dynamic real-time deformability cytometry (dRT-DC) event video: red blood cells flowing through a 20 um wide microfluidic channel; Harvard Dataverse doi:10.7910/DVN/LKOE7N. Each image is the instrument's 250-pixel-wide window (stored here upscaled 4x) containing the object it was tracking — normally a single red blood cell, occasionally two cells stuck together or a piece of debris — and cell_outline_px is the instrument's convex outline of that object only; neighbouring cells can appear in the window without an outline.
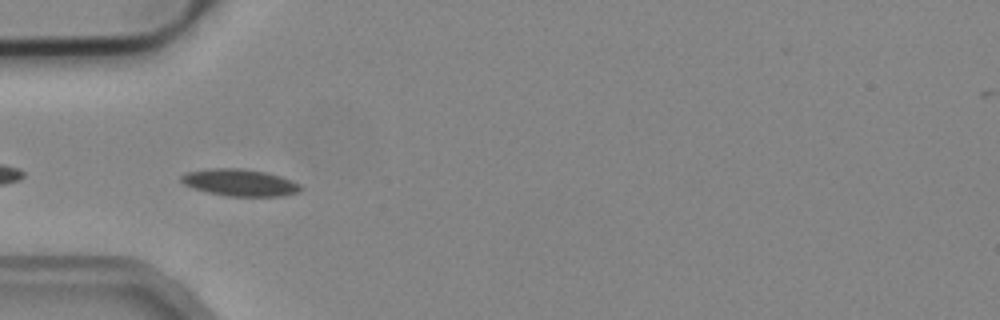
{"species": "common noctule bat (a hibernating species)", "species_latin": "Nyctalus noctula", "temperature_condition": "cold", "stored_images_in_passage": 5, "camera_frame_rate_fps": 3000, "um_per_image_px": 0.085, "animal": {"sex": "male", "body_mass_g": 19.2, "forearm_length_mm": 51.8}, "frame": {"image": 1, "passage_image": 2, "time_ms": 0.333, "image_size_px": [1000, 320], "cell_outline_px": [[304, 188], [300, 192], [280, 196], [228, 196], [208, 192], [192, 188], [184, 184], [180, 180], [180, 176], [184, 172], [208, 168], [244, 168], [268, 172], [292, 180], [300, 184]], "centroid_in_image_um": [20.39, 15.5], "position_along_channel_um": 64.6, "area_um2": 19.07}}